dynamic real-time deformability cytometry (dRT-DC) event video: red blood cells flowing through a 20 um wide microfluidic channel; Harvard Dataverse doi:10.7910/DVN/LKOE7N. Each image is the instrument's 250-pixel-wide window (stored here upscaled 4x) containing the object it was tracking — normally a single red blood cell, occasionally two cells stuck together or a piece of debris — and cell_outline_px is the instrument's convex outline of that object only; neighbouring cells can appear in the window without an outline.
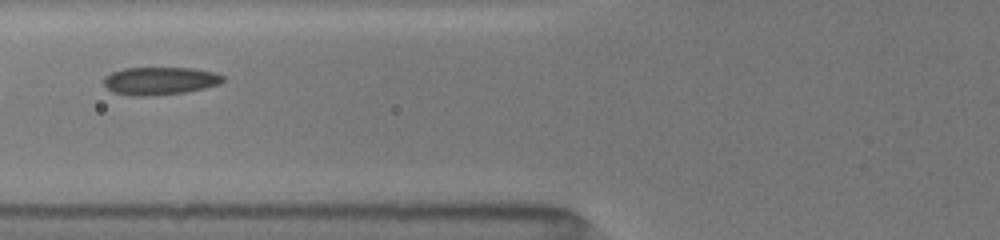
{"species": "common noctule bat (a hibernating species)", "species_latin": "Nyctalus noctula", "temperature_condition": "room temperature", "stored_images_in_passage": 7, "camera_frame_rate_fps": 3000, "um_per_image_px": 0.085, "animal": {"sex": "female", "body_mass_g": 19.5, "forearm_length_mm": 54.1}, "frame": {"image": 1, "passage_image": 4, "time_ms": 2.333, "image_size_px": [1000, 240], "cell_outline_px": [[224, 80], [220, 84], [188, 92], [148, 96], [128, 96], [112, 92], [104, 84], [104, 76], [112, 72], [124, 68], [192, 68], [216, 72], [224, 76]], "centroid_in_image_um": [13.6, 6.88], "position_along_channel_um": 112.2, "area_um2": 19.54}}
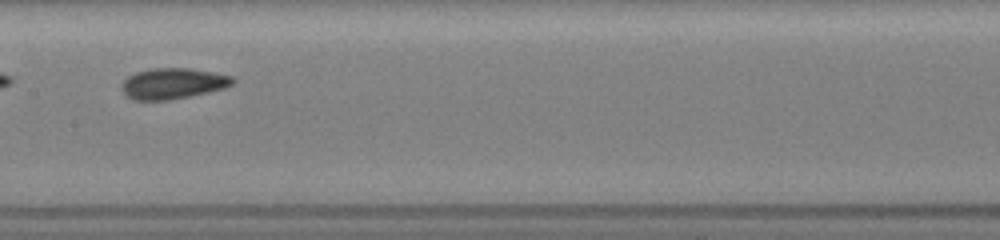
{"frame": {"image": 2, "passage_image": 6, "time_ms": 4.333, "image_size_px": [1000, 240], "cell_outline_px": [[236, 80], [232, 84], [224, 88], [208, 92], [168, 100], [132, 100], [120, 88], [120, 84], [128, 76], [136, 72], [152, 68], [192, 68], [232, 76]], "centroid_in_image_um": [14.68, 7.09], "position_along_channel_um": 192.7, "area_um2": 19.94}}
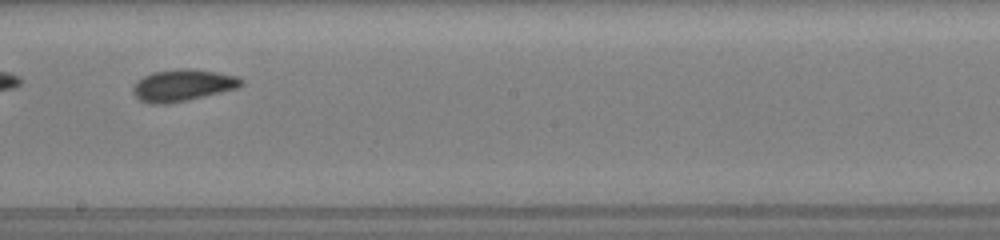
{"frame": {"image": 3, "passage_image": 7, "time_ms": 5.333, "image_size_px": [1000, 240], "cell_outline_px": [[244, 84], [240, 88], [188, 100], [168, 104], [148, 104], [140, 100], [132, 92], [132, 84], [144, 76], [152, 72], [180, 68], [196, 68], [240, 76], [244, 80]], "centroid_in_image_um": [15.57, 7.24], "position_along_channel_um": 232.6, "area_um2": 20.63}}